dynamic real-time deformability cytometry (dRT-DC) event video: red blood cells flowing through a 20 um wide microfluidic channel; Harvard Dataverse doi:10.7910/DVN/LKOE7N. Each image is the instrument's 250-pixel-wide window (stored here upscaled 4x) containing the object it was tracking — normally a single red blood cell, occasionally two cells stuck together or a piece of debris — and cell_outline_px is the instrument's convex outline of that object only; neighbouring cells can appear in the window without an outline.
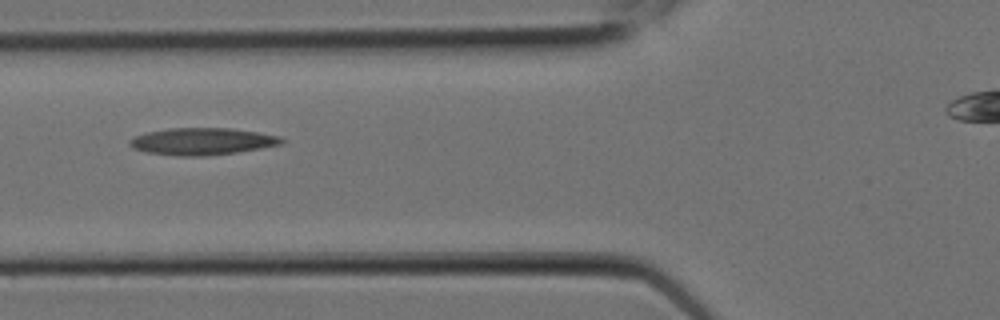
{"species": "Egyptian fruit bat (a non-hibernating species)", "species_latin": "Rousettus aegyptiacus", "temperature_condition": "room temperature", "stored_images_in_passage": 9, "camera_frame_rate_fps": 3000, "um_per_image_px": 0.085, "animal": {"sex": "female"}, "frame": {"image": 1, "passage_image": 6, "time_ms": 1.667, "image_size_px": [1000, 320], "cell_outline_px": [[284, 144], [236, 152], [208, 156], [180, 156], [144, 152], [132, 148], [128, 144], [128, 140], [136, 136], [148, 132], [168, 128], [228, 128], [256, 132], [280, 136], [284, 140]], "centroid_in_image_um": [17.16, 12.02], "position_along_channel_um": 108.6, "area_um2": 23.93}}
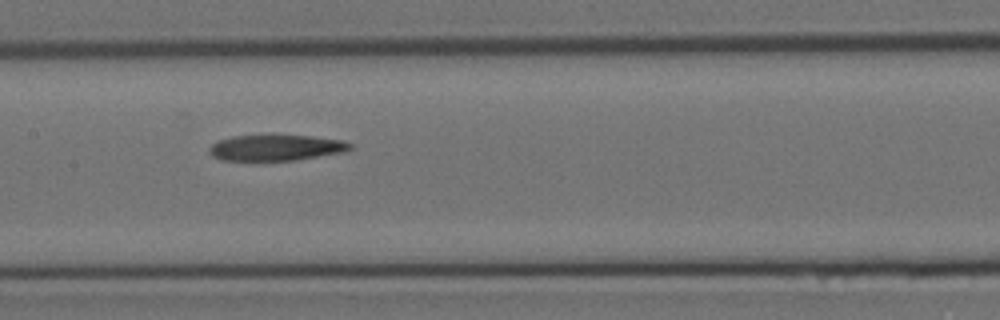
{"frame": {"image": 2, "passage_image": 8, "time_ms": 2.333, "image_size_px": [1000, 320], "cell_outline_px": [[352, 148], [344, 152], [296, 160], [220, 160], [212, 156], [208, 152], [208, 148], [212, 144], [220, 140], [232, 136], [312, 136], [340, 140], [352, 144]], "centroid_in_image_um": [23.44, 12.56], "position_along_channel_um": 184.0, "area_um2": 20.98}}
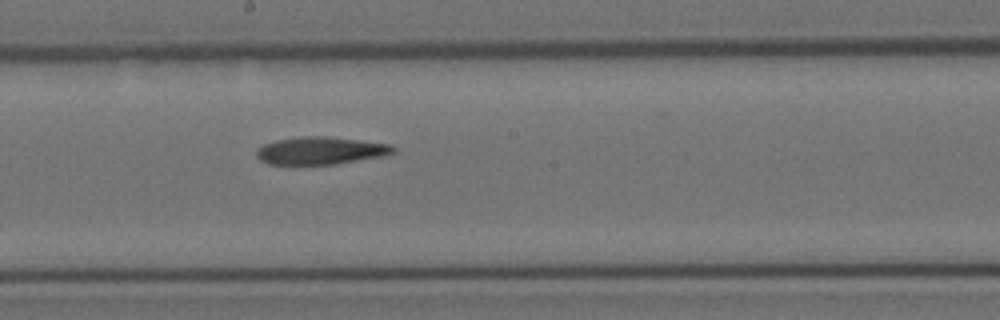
{"frame": {"image": 3, "passage_image": 9, "time_ms": 2.667, "image_size_px": [1000, 320], "cell_outline_px": [[396, 152], [384, 156], [336, 164], [296, 168], [268, 164], [260, 160], [256, 156], [256, 148], [264, 144], [276, 140], [304, 136], [324, 136], [392, 144], [396, 148]], "centroid_in_image_um": [27.19, 12.86], "position_along_channel_um": 221.0, "area_um2": 23.0}}